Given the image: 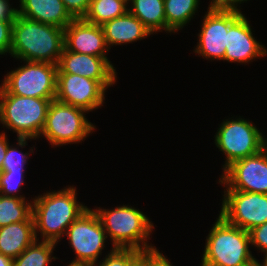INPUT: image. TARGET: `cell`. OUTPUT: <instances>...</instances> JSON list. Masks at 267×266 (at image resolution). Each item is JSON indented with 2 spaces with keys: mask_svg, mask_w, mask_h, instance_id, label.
<instances>
[{
  "mask_svg": "<svg viewBox=\"0 0 267 266\" xmlns=\"http://www.w3.org/2000/svg\"><path fill=\"white\" fill-rule=\"evenodd\" d=\"M76 192L74 185H67L31 199L36 240L61 242L68 227L89 208L80 203Z\"/></svg>",
  "mask_w": 267,
  "mask_h": 266,
  "instance_id": "6da1fadb",
  "label": "cell"
},
{
  "mask_svg": "<svg viewBox=\"0 0 267 266\" xmlns=\"http://www.w3.org/2000/svg\"><path fill=\"white\" fill-rule=\"evenodd\" d=\"M64 49V29L17 15L12 25L11 57L58 64Z\"/></svg>",
  "mask_w": 267,
  "mask_h": 266,
  "instance_id": "7a4b0ae2",
  "label": "cell"
},
{
  "mask_svg": "<svg viewBox=\"0 0 267 266\" xmlns=\"http://www.w3.org/2000/svg\"><path fill=\"white\" fill-rule=\"evenodd\" d=\"M93 210L102 222L111 247L134 248L143 252L156 248L149 243L154 224L139 208L123 204L112 209L97 206Z\"/></svg>",
  "mask_w": 267,
  "mask_h": 266,
  "instance_id": "3957f363",
  "label": "cell"
},
{
  "mask_svg": "<svg viewBox=\"0 0 267 266\" xmlns=\"http://www.w3.org/2000/svg\"><path fill=\"white\" fill-rule=\"evenodd\" d=\"M250 249L249 232L218 214L206 236L201 262L214 266H248L256 259Z\"/></svg>",
  "mask_w": 267,
  "mask_h": 266,
  "instance_id": "277c9868",
  "label": "cell"
},
{
  "mask_svg": "<svg viewBox=\"0 0 267 266\" xmlns=\"http://www.w3.org/2000/svg\"><path fill=\"white\" fill-rule=\"evenodd\" d=\"M54 99L9 94L0 86L1 128L15 132L17 138L39 139Z\"/></svg>",
  "mask_w": 267,
  "mask_h": 266,
  "instance_id": "5b68a950",
  "label": "cell"
},
{
  "mask_svg": "<svg viewBox=\"0 0 267 266\" xmlns=\"http://www.w3.org/2000/svg\"><path fill=\"white\" fill-rule=\"evenodd\" d=\"M86 113L89 112L82 108L52 100L40 138H45L53 148L84 142L97 129Z\"/></svg>",
  "mask_w": 267,
  "mask_h": 266,
  "instance_id": "8992f818",
  "label": "cell"
},
{
  "mask_svg": "<svg viewBox=\"0 0 267 266\" xmlns=\"http://www.w3.org/2000/svg\"><path fill=\"white\" fill-rule=\"evenodd\" d=\"M214 135L216 147L225 156L222 170L231 163L262 150L263 133L252 120L242 116L223 119Z\"/></svg>",
  "mask_w": 267,
  "mask_h": 266,
  "instance_id": "52a82bcc",
  "label": "cell"
},
{
  "mask_svg": "<svg viewBox=\"0 0 267 266\" xmlns=\"http://www.w3.org/2000/svg\"><path fill=\"white\" fill-rule=\"evenodd\" d=\"M23 65L5 74L0 86L9 94L35 97L56 98L58 68L47 62L23 61Z\"/></svg>",
  "mask_w": 267,
  "mask_h": 266,
  "instance_id": "ba28073f",
  "label": "cell"
},
{
  "mask_svg": "<svg viewBox=\"0 0 267 266\" xmlns=\"http://www.w3.org/2000/svg\"><path fill=\"white\" fill-rule=\"evenodd\" d=\"M63 237L68 239L75 253L71 262L94 266L106 248V232L97 213L90 207L68 227Z\"/></svg>",
  "mask_w": 267,
  "mask_h": 266,
  "instance_id": "9c48e42d",
  "label": "cell"
},
{
  "mask_svg": "<svg viewBox=\"0 0 267 266\" xmlns=\"http://www.w3.org/2000/svg\"><path fill=\"white\" fill-rule=\"evenodd\" d=\"M117 80H93L84 76L57 73L56 100L93 112L104 106L109 87Z\"/></svg>",
  "mask_w": 267,
  "mask_h": 266,
  "instance_id": "30bf717a",
  "label": "cell"
},
{
  "mask_svg": "<svg viewBox=\"0 0 267 266\" xmlns=\"http://www.w3.org/2000/svg\"><path fill=\"white\" fill-rule=\"evenodd\" d=\"M206 9L193 52L211 62L222 61L226 52L228 28L243 12L216 9L210 5Z\"/></svg>",
  "mask_w": 267,
  "mask_h": 266,
  "instance_id": "8fae6325",
  "label": "cell"
},
{
  "mask_svg": "<svg viewBox=\"0 0 267 266\" xmlns=\"http://www.w3.org/2000/svg\"><path fill=\"white\" fill-rule=\"evenodd\" d=\"M221 210L228 223L249 232L267 222V194L224 190Z\"/></svg>",
  "mask_w": 267,
  "mask_h": 266,
  "instance_id": "7c38bea8",
  "label": "cell"
},
{
  "mask_svg": "<svg viewBox=\"0 0 267 266\" xmlns=\"http://www.w3.org/2000/svg\"><path fill=\"white\" fill-rule=\"evenodd\" d=\"M218 179L224 190L267 194V157L260 152L236 160L226 167Z\"/></svg>",
  "mask_w": 267,
  "mask_h": 266,
  "instance_id": "4fadbf2b",
  "label": "cell"
},
{
  "mask_svg": "<svg viewBox=\"0 0 267 266\" xmlns=\"http://www.w3.org/2000/svg\"><path fill=\"white\" fill-rule=\"evenodd\" d=\"M249 19L242 13L228 28L223 61L246 65L267 56V49L254 37Z\"/></svg>",
  "mask_w": 267,
  "mask_h": 266,
  "instance_id": "5bb4252c",
  "label": "cell"
},
{
  "mask_svg": "<svg viewBox=\"0 0 267 266\" xmlns=\"http://www.w3.org/2000/svg\"><path fill=\"white\" fill-rule=\"evenodd\" d=\"M64 48L74 53L108 57L109 48L101 26L73 19L64 29Z\"/></svg>",
  "mask_w": 267,
  "mask_h": 266,
  "instance_id": "9a60e30c",
  "label": "cell"
},
{
  "mask_svg": "<svg viewBox=\"0 0 267 266\" xmlns=\"http://www.w3.org/2000/svg\"><path fill=\"white\" fill-rule=\"evenodd\" d=\"M57 73H69L93 80H117V71L108 57L62 51Z\"/></svg>",
  "mask_w": 267,
  "mask_h": 266,
  "instance_id": "2e32d148",
  "label": "cell"
},
{
  "mask_svg": "<svg viewBox=\"0 0 267 266\" xmlns=\"http://www.w3.org/2000/svg\"><path fill=\"white\" fill-rule=\"evenodd\" d=\"M18 15L65 29L74 19L62 0H18Z\"/></svg>",
  "mask_w": 267,
  "mask_h": 266,
  "instance_id": "e0dca14e",
  "label": "cell"
},
{
  "mask_svg": "<svg viewBox=\"0 0 267 266\" xmlns=\"http://www.w3.org/2000/svg\"><path fill=\"white\" fill-rule=\"evenodd\" d=\"M106 44L111 49L112 46L133 44L141 41L152 32L134 15L127 11L123 16L117 17L101 25Z\"/></svg>",
  "mask_w": 267,
  "mask_h": 266,
  "instance_id": "ac0fdd59",
  "label": "cell"
},
{
  "mask_svg": "<svg viewBox=\"0 0 267 266\" xmlns=\"http://www.w3.org/2000/svg\"><path fill=\"white\" fill-rule=\"evenodd\" d=\"M35 240L33 216L27 221L0 227V253L12 259L17 258Z\"/></svg>",
  "mask_w": 267,
  "mask_h": 266,
  "instance_id": "d6986e66",
  "label": "cell"
},
{
  "mask_svg": "<svg viewBox=\"0 0 267 266\" xmlns=\"http://www.w3.org/2000/svg\"><path fill=\"white\" fill-rule=\"evenodd\" d=\"M128 11L137 17L153 35L166 32L164 0H128Z\"/></svg>",
  "mask_w": 267,
  "mask_h": 266,
  "instance_id": "ffe728a7",
  "label": "cell"
},
{
  "mask_svg": "<svg viewBox=\"0 0 267 266\" xmlns=\"http://www.w3.org/2000/svg\"><path fill=\"white\" fill-rule=\"evenodd\" d=\"M200 0H164L166 33L174 34L184 29L195 18Z\"/></svg>",
  "mask_w": 267,
  "mask_h": 266,
  "instance_id": "44dd1931",
  "label": "cell"
},
{
  "mask_svg": "<svg viewBox=\"0 0 267 266\" xmlns=\"http://www.w3.org/2000/svg\"><path fill=\"white\" fill-rule=\"evenodd\" d=\"M56 246L53 242L35 240L13 260V266H49L59 259L53 255Z\"/></svg>",
  "mask_w": 267,
  "mask_h": 266,
  "instance_id": "7402d4cb",
  "label": "cell"
},
{
  "mask_svg": "<svg viewBox=\"0 0 267 266\" xmlns=\"http://www.w3.org/2000/svg\"><path fill=\"white\" fill-rule=\"evenodd\" d=\"M128 11V0H96L90 3L84 20L91 24L104 23L123 16Z\"/></svg>",
  "mask_w": 267,
  "mask_h": 266,
  "instance_id": "603a6c76",
  "label": "cell"
},
{
  "mask_svg": "<svg viewBox=\"0 0 267 266\" xmlns=\"http://www.w3.org/2000/svg\"><path fill=\"white\" fill-rule=\"evenodd\" d=\"M33 201L0 195V227L27 221L32 216Z\"/></svg>",
  "mask_w": 267,
  "mask_h": 266,
  "instance_id": "cb8c5ba5",
  "label": "cell"
},
{
  "mask_svg": "<svg viewBox=\"0 0 267 266\" xmlns=\"http://www.w3.org/2000/svg\"><path fill=\"white\" fill-rule=\"evenodd\" d=\"M17 143L13 146L12 144L8 145L6 155L3 160L2 171L7 172H20L25 171V165H28V159L30 155L34 153L35 147H30L29 152H22L19 150L20 148L23 150L28 144V140L32 141L35 139L31 138H16ZM34 148V149H33Z\"/></svg>",
  "mask_w": 267,
  "mask_h": 266,
  "instance_id": "d4e9b609",
  "label": "cell"
},
{
  "mask_svg": "<svg viewBox=\"0 0 267 266\" xmlns=\"http://www.w3.org/2000/svg\"><path fill=\"white\" fill-rule=\"evenodd\" d=\"M143 251L134 248H114L94 266H135L140 260Z\"/></svg>",
  "mask_w": 267,
  "mask_h": 266,
  "instance_id": "484cf974",
  "label": "cell"
},
{
  "mask_svg": "<svg viewBox=\"0 0 267 266\" xmlns=\"http://www.w3.org/2000/svg\"><path fill=\"white\" fill-rule=\"evenodd\" d=\"M25 171L0 173V195L27 199L21 194L24 185Z\"/></svg>",
  "mask_w": 267,
  "mask_h": 266,
  "instance_id": "4316f807",
  "label": "cell"
},
{
  "mask_svg": "<svg viewBox=\"0 0 267 266\" xmlns=\"http://www.w3.org/2000/svg\"><path fill=\"white\" fill-rule=\"evenodd\" d=\"M251 248L262 253L267 252V222L249 231Z\"/></svg>",
  "mask_w": 267,
  "mask_h": 266,
  "instance_id": "83f0119b",
  "label": "cell"
},
{
  "mask_svg": "<svg viewBox=\"0 0 267 266\" xmlns=\"http://www.w3.org/2000/svg\"><path fill=\"white\" fill-rule=\"evenodd\" d=\"M14 21L0 20V55L10 56L12 46V25Z\"/></svg>",
  "mask_w": 267,
  "mask_h": 266,
  "instance_id": "f1b7e54d",
  "label": "cell"
},
{
  "mask_svg": "<svg viewBox=\"0 0 267 266\" xmlns=\"http://www.w3.org/2000/svg\"><path fill=\"white\" fill-rule=\"evenodd\" d=\"M169 260L170 259L163 255L159 249L155 248L149 251H144L140 261L145 266H174Z\"/></svg>",
  "mask_w": 267,
  "mask_h": 266,
  "instance_id": "f546056e",
  "label": "cell"
},
{
  "mask_svg": "<svg viewBox=\"0 0 267 266\" xmlns=\"http://www.w3.org/2000/svg\"><path fill=\"white\" fill-rule=\"evenodd\" d=\"M66 10L74 19L84 18L89 9V0H62Z\"/></svg>",
  "mask_w": 267,
  "mask_h": 266,
  "instance_id": "4dcf8cb0",
  "label": "cell"
},
{
  "mask_svg": "<svg viewBox=\"0 0 267 266\" xmlns=\"http://www.w3.org/2000/svg\"><path fill=\"white\" fill-rule=\"evenodd\" d=\"M11 0H0V20L14 21L18 15V7L10 4Z\"/></svg>",
  "mask_w": 267,
  "mask_h": 266,
  "instance_id": "1f68e13d",
  "label": "cell"
},
{
  "mask_svg": "<svg viewBox=\"0 0 267 266\" xmlns=\"http://www.w3.org/2000/svg\"><path fill=\"white\" fill-rule=\"evenodd\" d=\"M250 0H210L209 5L216 9L237 10L241 11L240 4Z\"/></svg>",
  "mask_w": 267,
  "mask_h": 266,
  "instance_id": "d6a6232c",
  "label": "cell"
},
{
  "mask_svg": "<svg viewBox=\"0 0 267 266\" xmlns=\"http://www.w3.org/2000/svg\"><path fill=\"white\" fill-rule=\"evenodd\" d=\"M6 133L7 132L4 130L0 132V173L2 172L3 160L6 155L7 147L10 144Z\"/></svg>",
  "mask_w": 267,
  "mask_h": 266,
  "instance_id": "836d02e7",
  "label": "cell"
},
{
  "mask_svg": "<svg viewBox=\"0 0 267 266\" xmlns=\"http://www.w3.org/2000/svg\"><path fill=\"white\" fill-rule=\"evenodd\" d=\"M13 260L14 259L0 253V266H13Z\"/></svg>",
  "mask_w": 267,
  "mask_h": 266,
  "instance_id": "e575fe53",
  "label": "cell"
},
{
  "mask_svg": "<svg viewBox=\"0 0 267 266\" xmlns=\"http://www.w3.org/2000/svg\"><path fill=\"white\" fill-rule=\"evenodd\" d=\"M262 151L267 157V138L263 135V140H262Z\"/></svg>",
  "mask_w": 267,
  "mask_h": 266,
  "instance_id": "d590c367",
  "label": "cell"
},
{
  "mask_svg": "<svg viewBox=\"0 0 267 266\" xmlns=\"http://www.w3.org/2000/svg\"><path fill=\"white\" fill-rule=\"evenodd\" d=\"M260 263L262 266H267V252L263 253V259Z\"/></svg>",
  "mask_w": 267,
  "mask_h": 266,
  "instance_id": "8d00e7d4",
  "label": "cell"
},
{
  "mask_svg": "<svg viewBox=\"0 0 267 266\" xmlns=\"http://www.w3.org/2000/svg\"><path fill=\"white\" fill-rule=\"evenodd\" d=\"M65 266H66V265H65ZM67 266H91V265L71 262V263H68Z\"/></svg>",
  "mask_w": 267,
  "mask_h": 266,
  "instance_id": "74e56055",
  "label": "cell"
},
{
  "mask_svg": "<svg viewBox=\"0 0 267 266\" xmlns=\"http://www.w3.org/2000/svg\"><path fill=\"white\" fill-rule=\"evenodd\" d=\"M248 266H262V264L259 262V260L256 258L252 263H250Z\"/></svg>",
  "mask_w": 267,
  "mask_h": 266,
  "instance_id": "f35d334b",
  "label": "cell"
},
{
  "mask_svg": "<svg viewBox=\"0 0 267 266\" xmlns=\"http://www.w3.org/2000/svg\"><path fill=\"white\" fill-rule=\"evenodd\" d=\"M200 266H214V265H212V264H206V263L201 262L200 263Z\"/></svg>",
  "mask_w": 267,
  "mask_h": 266,
  "instance_id": "ab89813d",
  "label": "cell"
},
{
  "mask_svg": "<svg viewBox=\"0 0 267 266\" xmlns=\"http://www.w3.org/2000/svg\"><path fill=\"white\" fill-rule=\"evenodd\" d=\"M135 266H145L141 261H139Z\"/></svg>",
  "mask_w": 267,
  "mask_h": 266,
  "instance_id": "60d3db41",
  "label": "cell"
},
{
  "mask_svg": "<svg viewBox=\"0 0 267 266\" xmlns=\"http://www.w3.org/2000/svg\"><path fill=\"white\" fill-rule=\"evenodd\" d=\"M94 1H96V0H89V4L92 3V2H94Z\"/></svg>",
  "mask_w": 267,
  "mask_h": 266,
  "instance_id": "b9f144b4",
  "label": "cell"
}]
</instances>
